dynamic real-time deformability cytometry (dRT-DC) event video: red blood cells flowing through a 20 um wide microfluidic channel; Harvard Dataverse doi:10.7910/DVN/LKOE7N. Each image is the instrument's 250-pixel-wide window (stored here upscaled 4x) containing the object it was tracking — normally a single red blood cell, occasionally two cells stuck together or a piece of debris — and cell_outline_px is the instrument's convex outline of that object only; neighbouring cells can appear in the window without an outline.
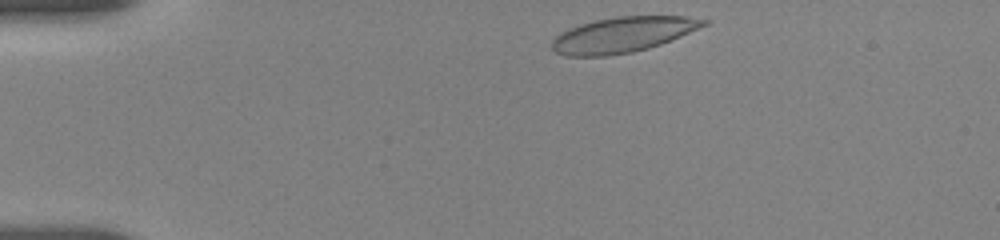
{"species": "human", "species_latin": "Homo sapiens", "temperature_condition": "room temperature", "stored_images_in_passage": 6, "camera_frame_rate_fps": 3000, "um_per_image_px": 0.085, "donor": {"sex": "female"}, "frame": {"image": 1, "passage_image": 1, "time_ms": 0.0, "image_size_px": [1000, 240], "cell_outline_px": [[708, 24], [680, 36], [660, 44], [648, 48], [632, 52], [608, 56], [564, 56], [556, 52], [552, 48], [552, 40], [560, 32], [580, 24], [596, 20], [616, 16], [684, 16], [708, 20]], "centroid_in_image_um": [52.9, 2.95], "position_along_channel_um": 32.1, "area_um2": 31.1}}
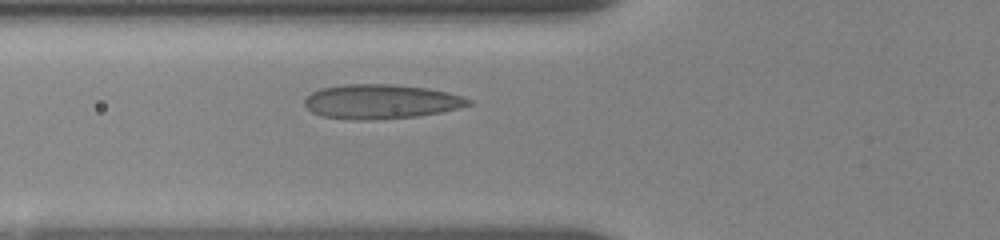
{"frame": {"image": 2, "passage_image": 6, "time_ms": 3.333, "image_size_px": [1000, 240], "cell_outline_px": [[472, 104], [460, 108], [420, 116], [368, 120], [352, 120], [324, 116], [312, 112], [304, 104], [304, 100], [312, 92], [320, 88], [344, 84], [396, 84], [424, 88], [448, 92], [472, 100]], "centroid_in_image_um": [32.38, 8.63], "position_along_channel_um": 93.4, "area_um2": 32.89}}